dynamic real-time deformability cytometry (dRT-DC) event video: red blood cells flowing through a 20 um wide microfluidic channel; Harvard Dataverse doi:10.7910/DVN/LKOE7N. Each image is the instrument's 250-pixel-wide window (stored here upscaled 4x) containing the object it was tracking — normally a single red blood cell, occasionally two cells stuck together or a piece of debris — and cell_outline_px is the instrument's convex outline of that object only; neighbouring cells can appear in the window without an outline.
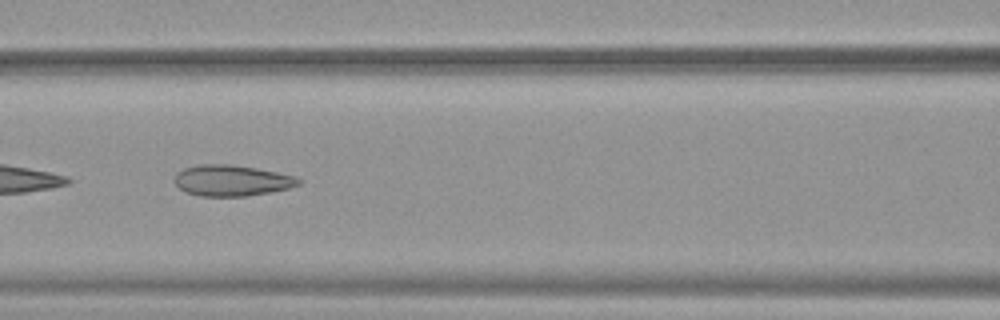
{"species": "common noctule bat (a hibernating species)", "species_latin": "Nyctalus noctula", "temperature_condition": "warm", "stored_images_in_passage": 22, "camera_frame_rate_fps": 3000, "um_per_image_px": 0.085, "animal": {"sex": "female", "body_mass_g": 19.9}, "frame": {"image": 1, "passage_image": 7, "time_ms": 2.0, "image_size_px": [1000, 320], "cell_outline_px": [[304, 180], [300, 184], [288, 188], [272, 192], [244, 196], [200, 196], [184, 192], [176, 184], [176, 172], [184, 168], [200, 164], [232, 164], [256, 168], [296, 176]], "centroid_in_image_um": [19.72, 15.34], "position_along_channel_um": 146.9, "area_um2": 22.48}}
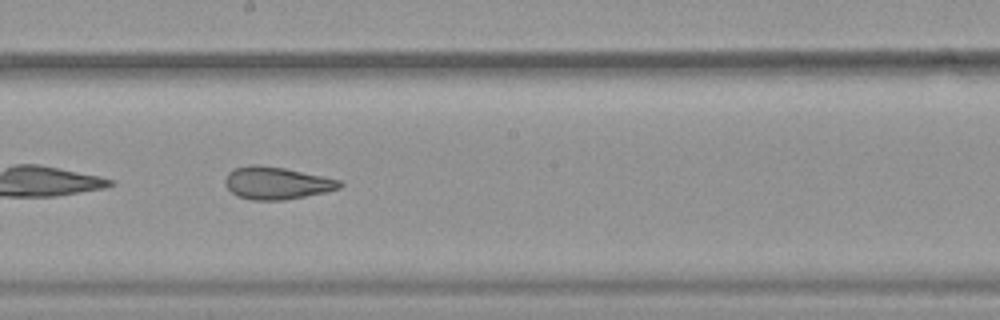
{"frame": {"image": 2, "passage_image": 13, "time_ms": 4.0, "image_size_px": [1000, 320], "cell_outline_px": [[344, 184], [340, 188], [324, 192], [284, 200], [252, 200], [236, 196], [224, 184], [224, 180], [228, 172], [236, 168], [248, 164], [260, 164], [284, 168], [340, 180]], "centroid_in_image_um": [23.47, 15.55], "position_along_channel_um": 224.7, "area_um2": 21.62}}
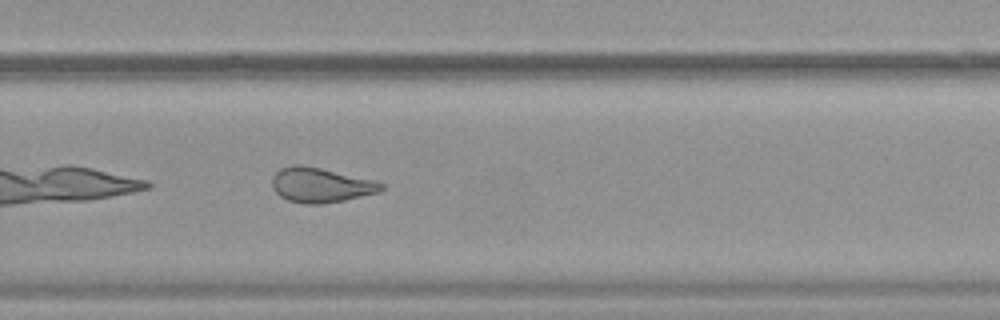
{"frame": {"image": 3, "passage_image": 19, "time_ms": 6.0, "image_size_px": [1000, 320], "cell_outline_px": [[384, 188], [380, 192], [344, 200], [320, 204], [304, 204], [288, 200], [280, 196], [272, 188], [272, 176], [280, 168], [292, 164], [300, 164], [320, 168], [376, 180], [384, 184]], "centroid_in_image_um": [27.26, 15.72], "position_along_channel_um": 302.5, "area_um2": 22.25}}